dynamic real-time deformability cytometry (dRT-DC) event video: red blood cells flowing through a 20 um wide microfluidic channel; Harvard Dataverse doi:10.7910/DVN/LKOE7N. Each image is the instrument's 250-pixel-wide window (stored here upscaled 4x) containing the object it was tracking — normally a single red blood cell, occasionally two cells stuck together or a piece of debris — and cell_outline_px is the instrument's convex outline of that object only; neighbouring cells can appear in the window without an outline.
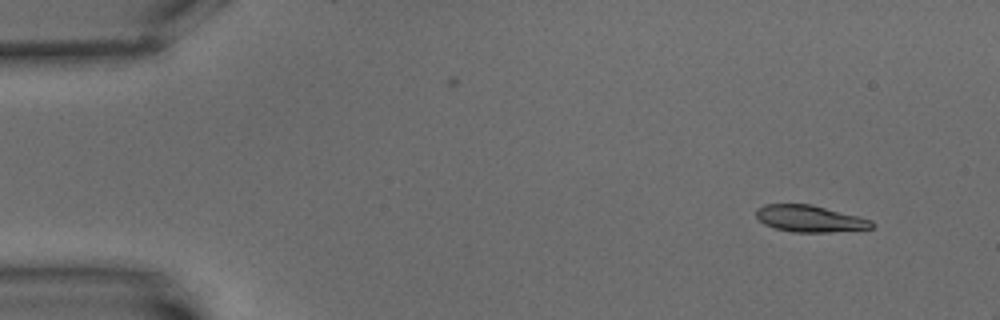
{"species": "common noctule bat (a hibernating species)", "species_latin": "Nyctalus noctula", "temperature_condition": "warm", "stored_images_in_passage": 5, "camera_frame_rate_fps": 3000, "um_per_image_px": 0.085, "animal": {"sex": "male", "body_mass_g": 15.6}, "frame": {"image": 1, "passage_image": 1, "time_ms": 0.0, "image_size_px": [1000, 320], "cell_outline_px": [[876, 224], [872, 228], [828, 232], [792, 232], [776, 228], [764, 224], [756, 216], [756, 208], [764, 204], [812, 204], [872, 220]], "centroid_in_image_um": [68.82, 18.58], "position_along_channel_um": 16.2, "area_um2": 17.92}}